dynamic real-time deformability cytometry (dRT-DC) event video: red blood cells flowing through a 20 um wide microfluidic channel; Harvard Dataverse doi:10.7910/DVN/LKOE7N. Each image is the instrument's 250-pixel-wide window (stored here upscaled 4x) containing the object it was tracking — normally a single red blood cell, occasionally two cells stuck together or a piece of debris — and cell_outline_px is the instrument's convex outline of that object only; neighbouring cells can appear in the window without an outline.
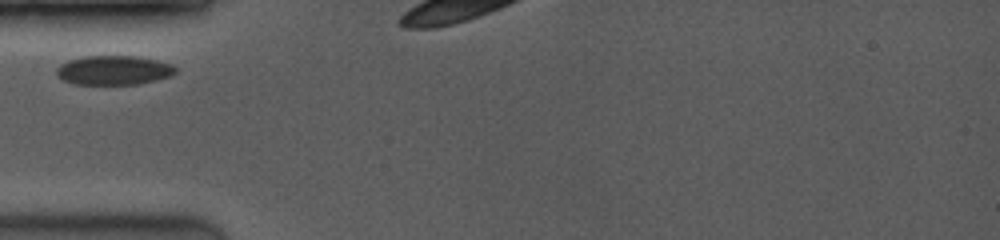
{"species": "common noctule bat (a hibernating species)", "species_latin": "Nyctalus noctula", "temperature_condition": "room temperature", "stored_images_in_passage": 11, "camera_frame_rate_fps": 3500, "um_per_image_px": 0.085, "animal": {"sex": "female", "body_mass_g": 19.0, "forearm_length_mm": 53.3}, "frame": {"image": 1, "passage_image": 1, "time_ms": 0.0, "image_size_px": [1000, 240], "cell_outline_px": [[176, 72], [168, 76], [156, 80], [136, 84], [76, 84], [64, 80], [56, 76], [56, 68], [60, 64], [68, 60], [84, 56], [136, 56], [156, 60], [172, 64], [176, 68]], "centroid_in_image_um": [9.63, 5.96], "position_along_channel_um": 75.4, "area_um2": 20.23}}
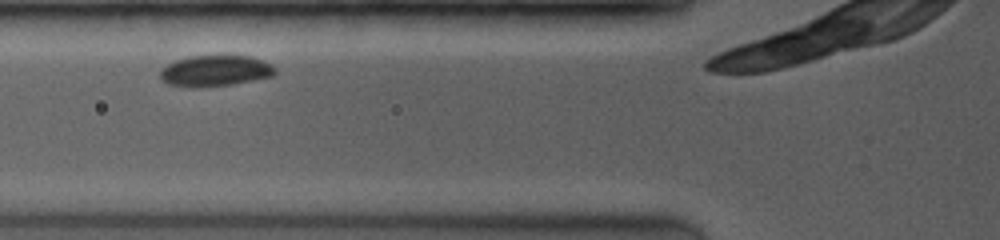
{"frame": {"image": 2, "passage_image": 2, "time_ms": 0.857, "image_size_px": [1000, 240], "cell_outline_px": [[276, 72], [272, 76], [232, 84], [192, 88], [168, 84], [160, 76], [160, 68], [176, 60], [192, 56], [252, 56], [276, 68]], "centroid_in_image_um": [18.26, 6.03], "position_along_channel_um": 107.5, "area_um2": 20.52}}
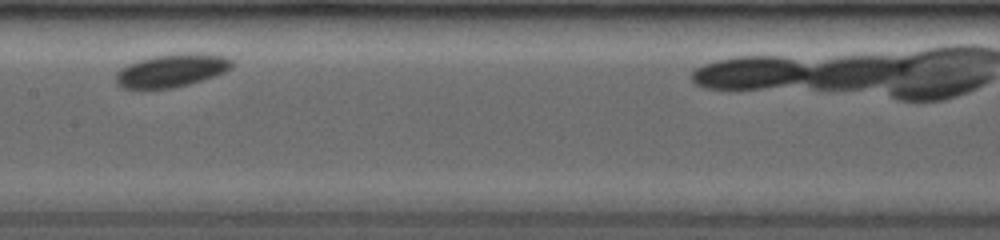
{"frame": {"image": 3, "passage_image": 5, "time_ms": 3.143, "image_size_px": [1000, 240], "cell_outline_px": [[232, 68], [216, 76], [188, 84], [172, 88], [120, 88], [116, 84], [116, 72], [120, 68], [128, 64], [152, 56], [184, 52], [196, 52], [228, 56], [232, 60]], "centroid_in_image_um": [14.62, 5.97], "position_along_channel_um": 192.8, "area_um2": 22.6}}